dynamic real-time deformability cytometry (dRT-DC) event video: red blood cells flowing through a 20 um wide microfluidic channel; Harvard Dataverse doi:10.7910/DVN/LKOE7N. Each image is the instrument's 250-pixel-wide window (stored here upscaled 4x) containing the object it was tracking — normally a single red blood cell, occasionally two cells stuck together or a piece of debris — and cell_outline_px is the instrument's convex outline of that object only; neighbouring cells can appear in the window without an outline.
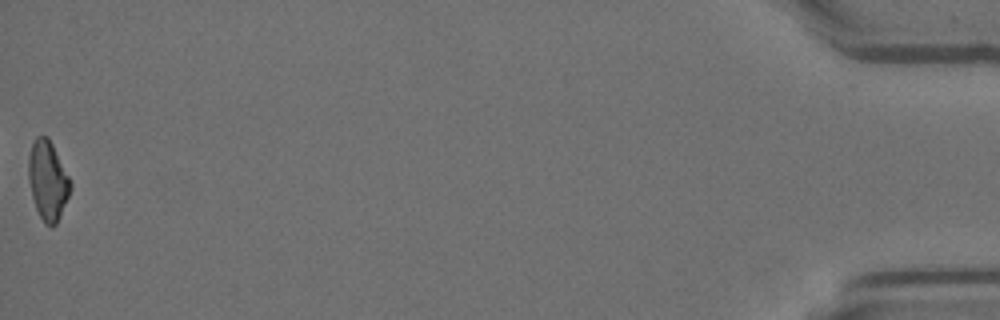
{"species": "Egyptian fruit bat (a non-hibernating species)", "species_latin": "Rousettus aegyptiacus", "temperature_condition": "room temperature", "stored_images_in_passage": 49, "camera_frame_rate_fps": 3000, "um_per_image_px": 0.085, "animal": {"sex": "female"}, "frame": {"image": 1, "passage_image": 49, "time_ms": 16.0, "image_size_px": [1000, 320], "cell_outline_px": [[72, 188], [56, 224], [52, 228], [44, 224], [36, 208], [32, 196], [28, 180], [28, 156], [32, 144], [36, 136], [48, 136], [72, 184]], "centroid_in_image_um": [4.05, 15.35], "position_along_channel_um": 431.2, "area_um2": 19.25}}